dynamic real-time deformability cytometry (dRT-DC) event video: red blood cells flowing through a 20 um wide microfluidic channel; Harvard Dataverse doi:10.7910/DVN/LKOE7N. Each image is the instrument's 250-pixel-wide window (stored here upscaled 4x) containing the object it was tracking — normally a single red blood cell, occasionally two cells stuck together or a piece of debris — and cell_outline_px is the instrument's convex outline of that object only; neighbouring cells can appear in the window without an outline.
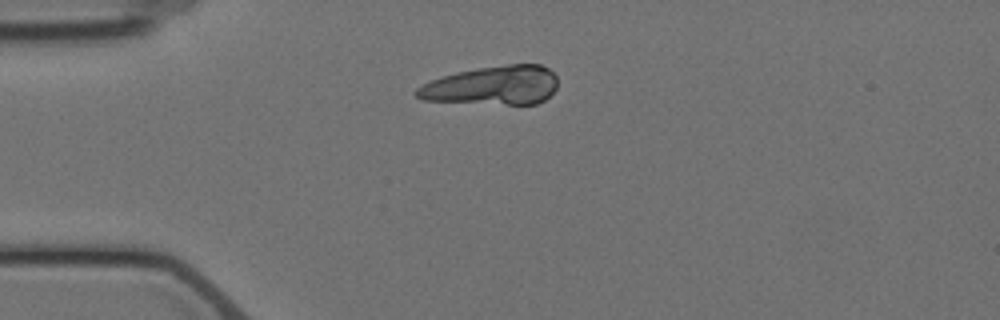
{"species": "Egyptian fruit bat (a non-hibernating species)", "species_latin": "Rousettus aegyptiacus", "temperature_condition": "cold", "stored_images_in_passage": 7, "segment_of_instrument_passage": [2, 2], "camera_frame_rate_fps": 3000, "um_per_image_px": 0.085, "animal": {"sex": "female"}, "frame": {"image": 1, "passage_image": 7, "time_ms": 8.0, "image_size_px": [1000, 320], "cell_outline_px": [[556, 88], [544, 100], [536, 104], [508, 104], [424, 100], [416, 96], [412, 92], [416, 88], [432, 80], [456, 72], [476, 68], [508, 64], [540, 64], [548, 68], [556, 76]], "centroid_in_image_um": [41.87, 7.25], "position_along_channel_um": 43.1, "area_um2": 31.73}}